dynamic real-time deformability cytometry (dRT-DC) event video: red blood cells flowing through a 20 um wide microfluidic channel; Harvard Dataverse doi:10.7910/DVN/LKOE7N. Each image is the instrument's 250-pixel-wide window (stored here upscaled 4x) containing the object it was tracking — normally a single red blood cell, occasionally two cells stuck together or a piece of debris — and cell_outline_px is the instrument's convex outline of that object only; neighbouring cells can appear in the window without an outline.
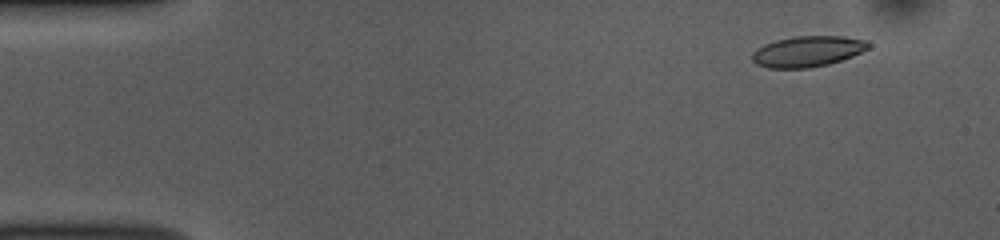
{"species": "common noctule bat (a hibernating species)", "species_latin": "Nyctalus noctula", "temperature_condition": "room temperature", "stored_images_in_passage": 52, "camera_frame_rate_fps": 3000, "um_per_image_px": 0.085, "animal": {"sex": "female", "body_mass_g": 10.0, "forearm_length_mm": 53.1}, "frame": {"image": 1, "passage_image": 5, "time_ms": 1.333, "image_size_px": [1000, 240], "cell_outline_px": [[872, 44], [868, 48], [852, 56], [828, 64], [808, 68], [768, 68], [756, 64], [752, 60], [752, 52], [756, 48], [764, 44], [776, 40], [796, 36], [840, 36], [868, 40]], "centroid_in_image_um": [68.63, 4.36], "position_along_channel_um": 16.4, "area_um2": 20.87}}
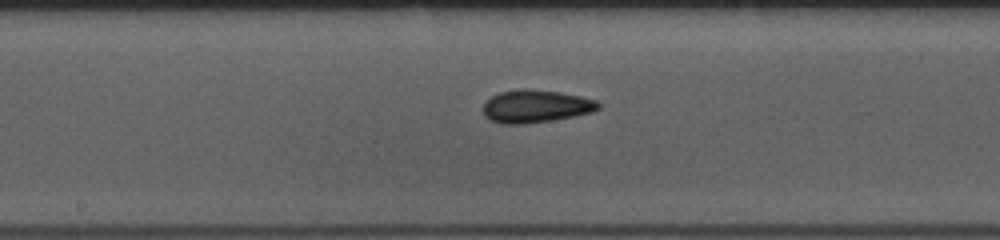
{"frame": {"image": 2, "passage_image": 27, "time_ms": 8.667, "image_size_px": [1000, 240], "cell_outline_px": [[600, 108], [592, 112], [552, 120], [524, 124], [500, 124], [484, 116], [484, 104], [492, 96], [500, 92], [560, 92], [580, 96], [596, 100], [600, 104]], "centroid_in_image_um": [45.57, 9.09], "position_along_channel_um": 202.6, "area_um2": 20.98}}
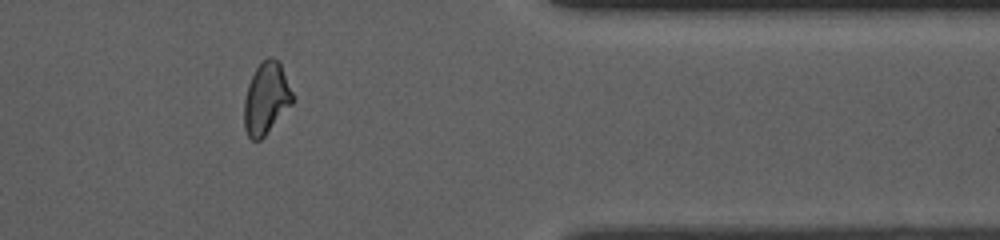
{"frame": {"image": 3, "passage_image": 43, "time_ms": 14.0, "image_size_px": [1000, 240], "cell_outline_px": [[292, 104], [264, 136], [260, 140], [252, 140], [248, 136], [244, 128], [244, 100], [248, 84], [256, 68], [268, 56], [272, 56], [280, 64], [292, 92]], "centroid_in_image_um": [22.6, 8.38], "position_along_channel_um": 388.8, "area_um2": 19.88}, "authors_computed_cell_mechanics": {"area_um2": 20.6635, "velocity_mm_per_s": 3.8573, "shape_relaxation_time_tau1_ms": null, "shape_relaxation_time_tau2_ms": 2.9339, "deformation_change_tau1": null, "deformation_change_tau2": 0.0947}}